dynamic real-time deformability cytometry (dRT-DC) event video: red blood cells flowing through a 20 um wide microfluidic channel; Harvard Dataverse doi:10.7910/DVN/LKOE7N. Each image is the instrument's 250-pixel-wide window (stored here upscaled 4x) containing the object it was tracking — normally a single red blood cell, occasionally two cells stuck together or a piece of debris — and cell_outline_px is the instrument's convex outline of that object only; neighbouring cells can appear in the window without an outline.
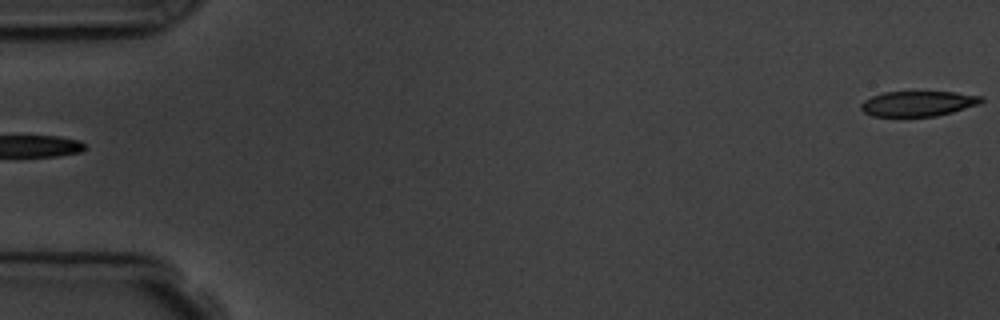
{"species": "common noctule bat (a hibernating species)", "species_latin": "Nyctalus noctula", "temperature_condition": "room temperature", "stored_images_in_passage": 4, "segment_of_instrument_passage": [2, 2], "camera_frame_rate_fps": 3000, "um_per_image_px": 0.085, "animal": {"sex": "male", "body_mass_g": 19.5, "forearm_length_mm": 54.6}, "frame": {"image": 1, "passage_image": 4, "time_ms": 4.333, "image_size_px": [1000, 320], "cell_outline_px": [[984, 100], [980, 104], [952, 112], [936, 116], [900, 120], [872, 116], [864, 112], [860, 108], [860, 104], [864, 100], [872, 96], [884, 92], [916, 88], [956, 92], [984, 96]], "centroid_in_image_um": [78.0, 8.8], "position_along_channel_um": 7.0, "area_um2": 19.71}}